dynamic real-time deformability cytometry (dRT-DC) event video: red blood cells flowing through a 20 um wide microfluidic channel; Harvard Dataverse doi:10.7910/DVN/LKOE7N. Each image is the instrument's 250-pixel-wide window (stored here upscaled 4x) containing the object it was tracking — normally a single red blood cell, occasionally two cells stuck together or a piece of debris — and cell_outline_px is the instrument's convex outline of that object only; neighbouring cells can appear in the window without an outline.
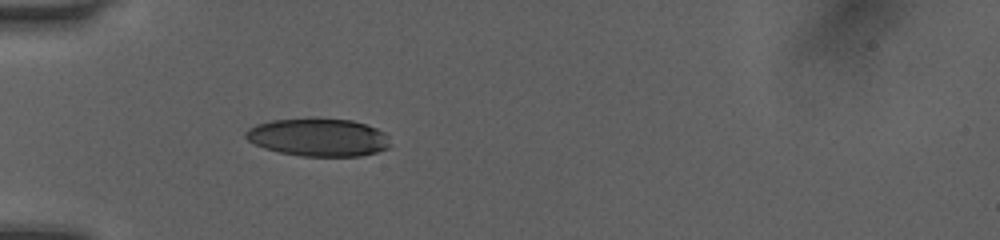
{"species": "human", "species_latin": "Homo sapiens", "temperature_condition": "room temperature", "stored_images_in_passage": 26, "camera_frame_rate_fps": 3000, "um_per_image_px": 0.085, "donor": {"sex": "female"}, "frame": {"image": 1, "passage_image": 1, "time_ms": 0.0, "image_size_px": [1000, 240], "cell_outline_px": [[392, 144], [388, 148], [376, 152], [360, 156], [300, 156], [280, 152], [264, 148], [248, 140], [244, 136], [244, 132], [248, 128], [256, 124], [272, 120], [312, 116], [316, 116], [352, 120], [376, 128], [384, 132]], "centroid_in_image_um": [27.05, 11.64], "position_along_channel_um": 58.0, "area_um2": 32.6}}
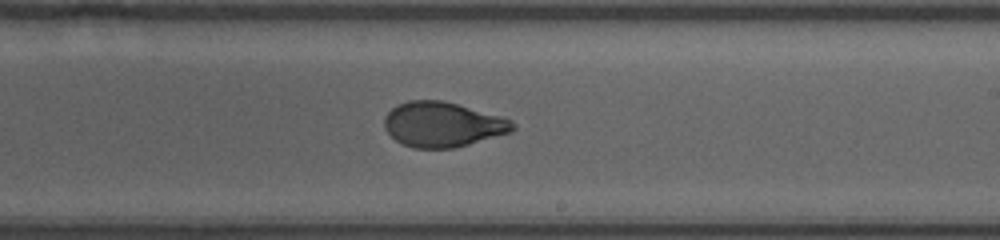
{"frame": {"image": 2, "passage_image": 10, "time_ms": 3.0, "image_size_px": [1000, 240], "cell_outline_px": [[516, 128], [508, 132], [468, 144], [452, 148], [412, 148], [396, 140], [384, 128], [384, 116], [392, 108], [408, 100], [440, 100], [456, 104], [500, 116], [512, 120], [516, 124]], "centroid_in_image_um": [37.59, 10.57], "position_along_channel_um": 251.4, "area_um2": 33.18}}
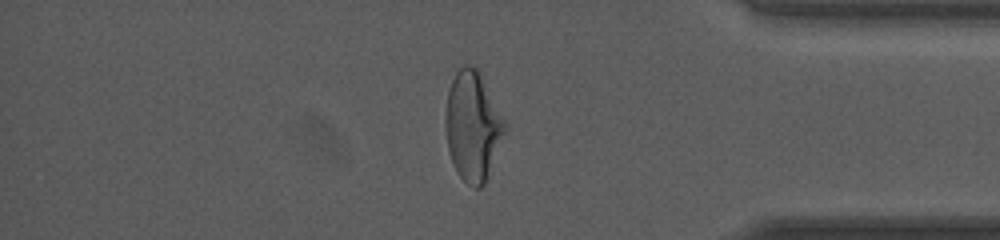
{"frame": {"image": 3, "passage_image": 20, "time_ms": 6.333, "image_size_px": [1000, 240], "cell_outline_px": [[508, 128], [484, 184], [480, 188], [472, 188], [456, 172], [448, 148], [444, 124], [444, 116], [448, 92], [452, 80], [456, 72], [464, 64], [468, 64], [476, 68], [480, 72], [508, 124]], "centroid_in_image_um": [40.2, 10.71], "position_along_channel_um": 395.0, "area_um2": 38.15}}